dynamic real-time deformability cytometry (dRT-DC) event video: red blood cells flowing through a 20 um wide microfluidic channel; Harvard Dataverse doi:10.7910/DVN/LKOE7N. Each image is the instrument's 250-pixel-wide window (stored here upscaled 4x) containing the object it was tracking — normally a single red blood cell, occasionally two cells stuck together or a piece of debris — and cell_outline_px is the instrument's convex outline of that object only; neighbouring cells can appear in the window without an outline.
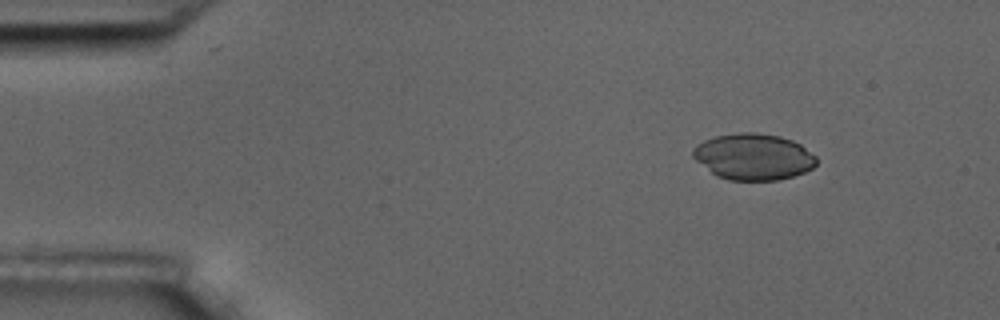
{"species": "common noctule bat (a hibernating species)", "species_latin": "Nyctalus noctula", "temperature_condition": "room temperature", "stored_images_in_passage": 5, "camera_frame_rate_fps": 3000, "um_per_image_px": 0.085, "animal": {"sex": "male", "body_mass_g": 17.5, "forearm_length_mm": 52.3}, "frame": {"image": 1, "passage_image": 1, "time_ms": 0.0, "image_size_px": [1000, 320], "cell_outline_px": [[816, 164], [812, 168], [804, 172], [792, 176], [776, 180], [728, 180], [716, 176], [696, 160], [692, 156], [692, 148], [696, 144], [704, 140], [716, 136], [740, 132], [756, 132], [780, 136], [792, 140], [800, 144], [816, 156]], "centroid_in_image_um": [64.02, 13.31], "position_along_channel_um": 21.0, "area_um2": 33.35}}